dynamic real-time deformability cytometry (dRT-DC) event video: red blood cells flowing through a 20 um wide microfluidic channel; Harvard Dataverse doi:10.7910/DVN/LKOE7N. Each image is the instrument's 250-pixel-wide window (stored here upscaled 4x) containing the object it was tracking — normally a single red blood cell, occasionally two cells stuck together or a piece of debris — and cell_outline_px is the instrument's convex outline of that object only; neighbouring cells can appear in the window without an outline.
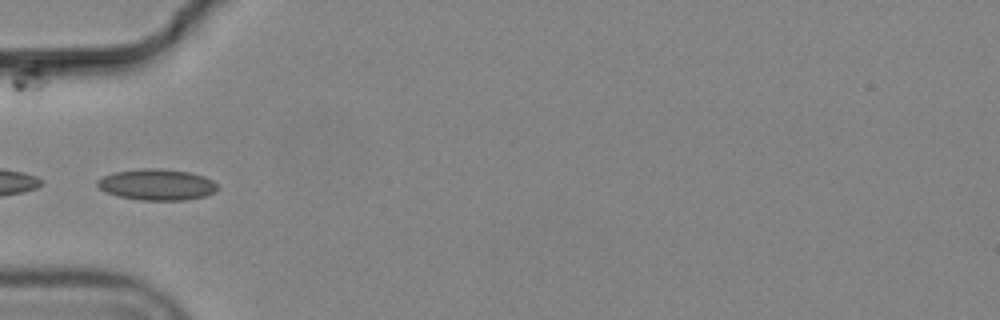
{"species": "common noctule bat (a hibernating species)", "species_latin": "Nyctalus noctula", "temperature_condition": "cold", "stored_images_in_passage": 8, "camera_frame_rate_fps": 3000, "um_per_image_px": 0.085, "animal": {"sex": "male", "body_mass_g": 19.2, "forearm_length_mm": 51.8}, "frame": {"image": 1, "passage_image": 4, "time_ms": 1.0, "image_size_px": [1000, 320], "cell_outline_px": [[216, 188], [212, 192], [204, 196], [184, 200], [140, 200], [120, 196], [104, 192], [96, 184], [96, 180], [104, 176], [116, 172], [140, 168], [160, 168], [188, 172], [204, 176], [212, 180], [216, 184]], "centroid_in_image_um": [13.29, 15.68], "position_along_channel_um": 71.7, "area_um2": 21.62}}
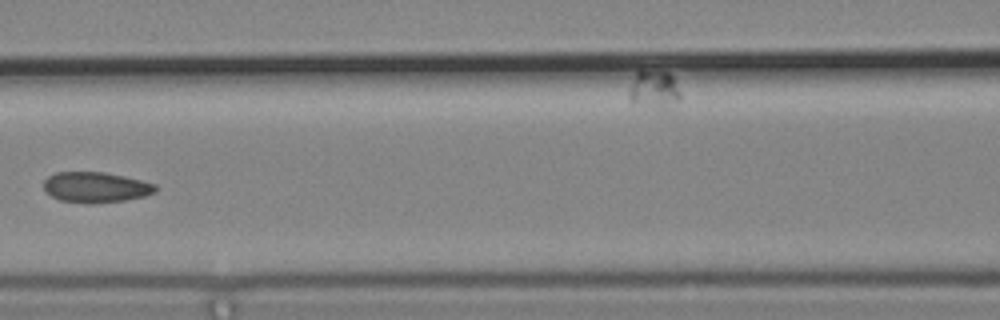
{"frame": {"image": 2, "passage_image": 6, "time_ms": 1.667, "image_size_px": [1000, 320], "cell_outline_px": [[156, 192], [144, 196], [124, 200], [92, 204], [60, 200], [52, 196], [44, 188], [44, 180], [48, 176], [56, 172], [104, 172], [124, 176], [156, 184]], "centroid_in_image_um": [8.14, 15.91], "position_along_channel_um": 158.5, "area_um2": 19.77}}
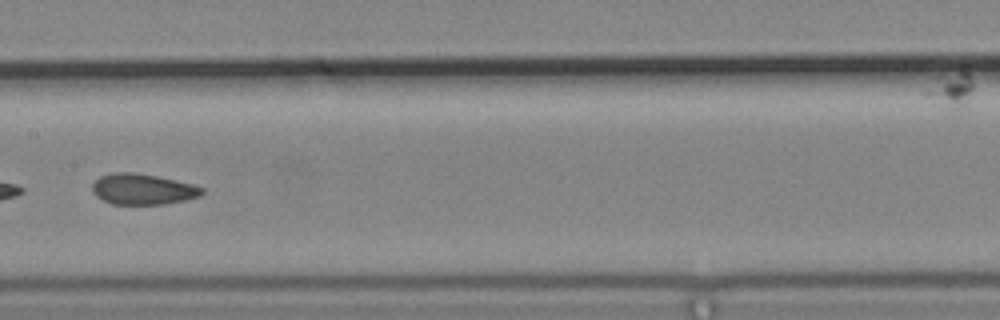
{"frame": {"image": 3, "passage_image": 7, "time_ms": 2.0, "image_size_px": [1000, 320], "cell_outline_px": [[204, 192], [200, 196], [184, 200], [164, 204], [112, 204], [96, 196], [92, 192], [92, 184], [100, 176], [112, 172], [132, 172], [156, 176], [192, 184], [204, 188]], "centroid_in_image_um": [12.11, 16.08], "position_along_channel_um": 195.3, "area_um2": 19.59}}